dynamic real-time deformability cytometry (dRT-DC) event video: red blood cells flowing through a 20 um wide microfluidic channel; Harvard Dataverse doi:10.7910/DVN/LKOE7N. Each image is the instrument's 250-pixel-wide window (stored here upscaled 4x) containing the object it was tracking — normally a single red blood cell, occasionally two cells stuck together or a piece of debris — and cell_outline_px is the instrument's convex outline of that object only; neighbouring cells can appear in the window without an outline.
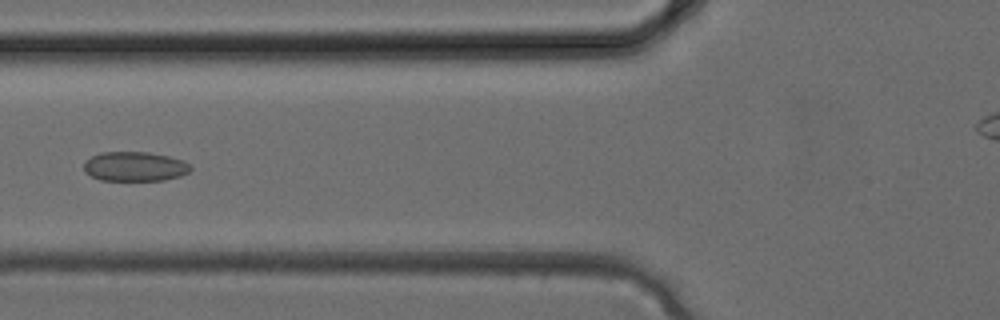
{"species": "common noctule bat (a hibernating species)", "species_latin": "Nyctalus noctula", "temperature_condition": "cold", "stored_images_in_passage": 3, "camera_frame_rate_fps": 3000, "um_per_image_px": 0.085, "animal": {"sex": "female", "body_mass_g": 24.6, "forearm_length_mm": 56.2}, "frame": {"image": 1, "passage_image": 3, "time_ms": 0.667, "image_size_px": [1000, 320], "cell_outline_px": [[192, 168], [188, 172], [180, 176], [164, 180], [100, 180], [84, 172], [84, 160], [100, 152], [148, 152], [168, 156], [184, 160]], "centroid_in_image_um": [11.44, 14.14], "position_along_channel_um": 114.4, "area_um2": 18.38}}